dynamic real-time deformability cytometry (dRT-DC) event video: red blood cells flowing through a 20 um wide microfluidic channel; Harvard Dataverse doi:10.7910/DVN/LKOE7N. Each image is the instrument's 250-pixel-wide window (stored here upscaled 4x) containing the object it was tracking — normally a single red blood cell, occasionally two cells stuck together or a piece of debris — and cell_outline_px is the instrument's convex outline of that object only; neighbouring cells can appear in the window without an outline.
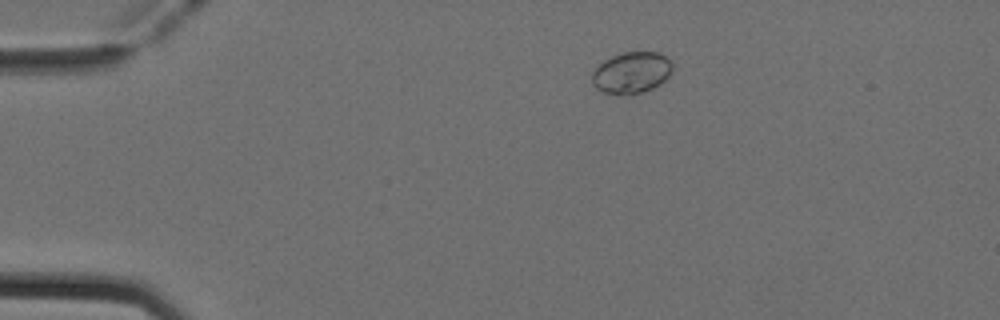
{"species": "Egyptian fruit bat (a non-hibernating species)", "species_latin": "Rousettus aegyptiacus", "temperature_condition": "cold", "stored_images_in_passage": 49, "camera_frame_rate_fps": 3000, "um_per_image_px": 0.085, "animal": {"sex": "female"}, "frame": {"image": 1, "passage_image": 7, "time_ms": 2.0, "image_size_px": [1000, 320], "cell_outline_px": [[672, 72], [660, 84], [652, 88], [640, 92], [604, 92], [596, 88], [592, 84], [592, 72], [604, 60], [612, 56], [624, 52], [660, 52], [668, 56], [672, 64]], "centroid_in_image_um": [53.71, 6.12], "position_along_channel_um": 31.3, "area_um2": 19.02}}
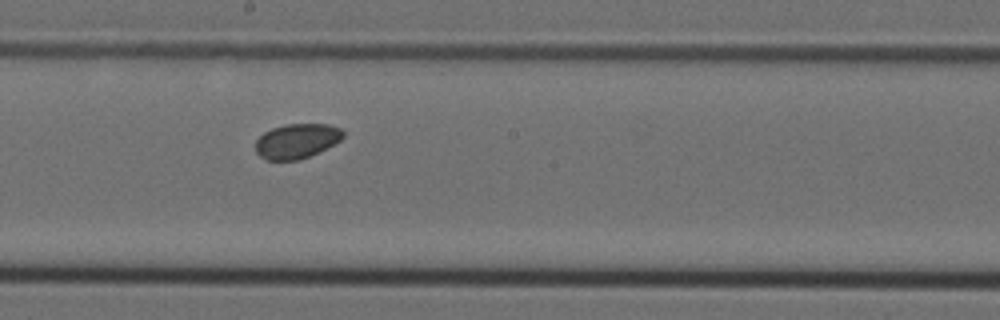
{"frame": {"image": 2, "passage_image": 26, "time_ms": 8.333, "image_size_px": [1000, 320], "cell_outline_px": [[344, 136], [340, 140], [300, 160], [264, 160], [256, 152], [256, 140], [264, 132], [272, 128], [284, 124], [328, 124], [340, 128], [344, 132]], "centroid_in_image_um": [25.19, 11.98], "position_along_channel_um": 223.0, "area_um2": 17.57}}
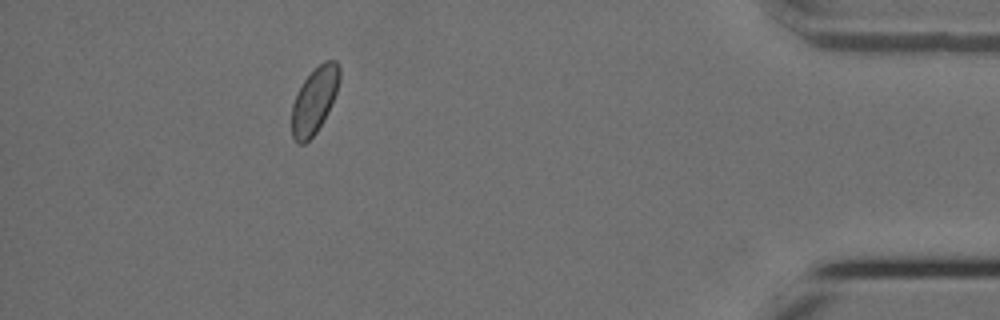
{"frame": {"image": 3, "passage_image": 44, "time_ms": 14.333, "image_size_px": [1000, 320], "cell_outline_px": [[340, 80], [336, 92], [316, 132], [304, 144], [300, 144], [292, 136], [292, 104], [304, 80], [324, 60], [336, 60], [340, 68]], "centroid_in_image_um": [26.72, 8.5], "position_along_channel_um": 408.5, "area_um2": 17.74}, "authors_computed_cell_mechanics": {"area_um2": 18.3226, "velocity_mm_per_s": 3.9281, "shape_relaxation_time_tau1_ms": null, "shape_relaxation_time_tau2_ms": 6.691, "deformation_change_tau1": null, "deformation_change_tau2": 0.0697}}